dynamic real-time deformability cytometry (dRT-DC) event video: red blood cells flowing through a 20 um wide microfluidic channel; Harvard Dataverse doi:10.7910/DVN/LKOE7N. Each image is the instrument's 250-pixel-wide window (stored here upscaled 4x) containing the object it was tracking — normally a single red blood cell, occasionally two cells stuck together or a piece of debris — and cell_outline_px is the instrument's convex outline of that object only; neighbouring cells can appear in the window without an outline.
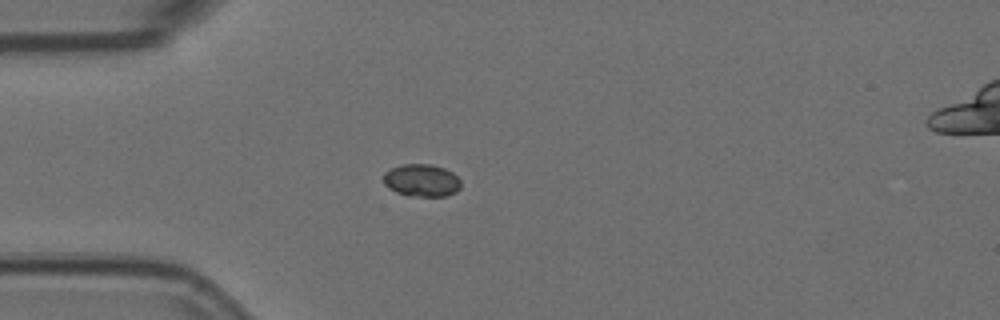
{"species": "Egyptian fruit bat (a non-hibernating species)", "species_latin": "Rousettus aegyptiacus", "temperature_condition": "room temperature", "stored_images_in_passage": 4, "camera_frame_rate_fps": 3000, "um_per_image_px": 0.085, "animal": {"sex": "female"}, "frame": {"image": 1, "passage_image": 3, "time_ms": 0.667, "image_size_px": [1000, 320], "cell_outline_px": [[460, 188], [456, 192], [448, 196], [408, 196], [396, 192], [388, 188], [384, 184], [384, 172], [392, 168], [404, 164], [432, 164], [444, 168], [452, 172], [460, 180]], "centroid_in_image_um": [35.84, 15.34], "position_along_channel_um": 49.2, "area_um2": 14.74}}